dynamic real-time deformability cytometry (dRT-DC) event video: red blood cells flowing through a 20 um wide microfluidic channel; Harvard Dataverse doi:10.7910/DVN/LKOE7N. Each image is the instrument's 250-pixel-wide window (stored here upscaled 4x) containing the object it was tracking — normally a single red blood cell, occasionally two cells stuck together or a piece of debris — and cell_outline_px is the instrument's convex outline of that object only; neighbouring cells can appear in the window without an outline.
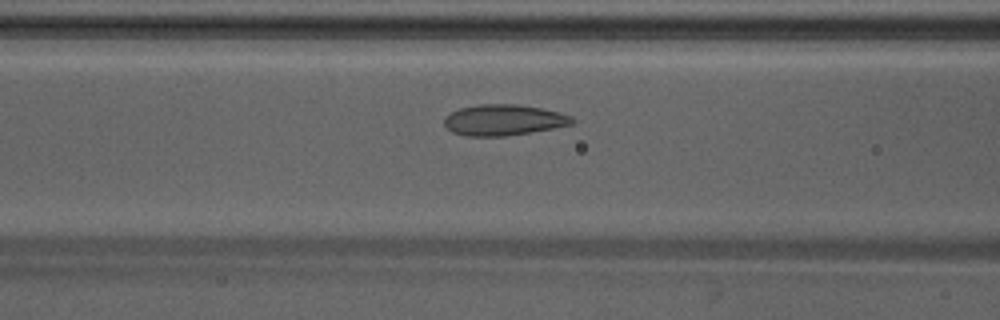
{"species": "Egyptian fruit bat (a non-hibernating species)", "species_latin": "Rousettus aegyptiacus", "temperature_condition": "warm", "stored_images_in_passage": 46, "camera_frame_rate_fps": 3000, "um_per_image_px": 0.085, "animal": {"sex": "male"}, "frame": {"image": 1, "passage_image": 17, "time_ms": 5.333, "image_size_px": [1000, 320], "cell_outline_px": [[576, 120], [572, 124], [552, 128], [504, 136], [468, 136], [452, 132], [444, 124], [444, 116], [460, 108], [480, 104], [516, 104], [544, 108], [560, 112], [572, 116]], "centroid_in_image_um": [42.82, 10.19], "position_along_channel_um": 123.8, "area_um2": 23.0}}
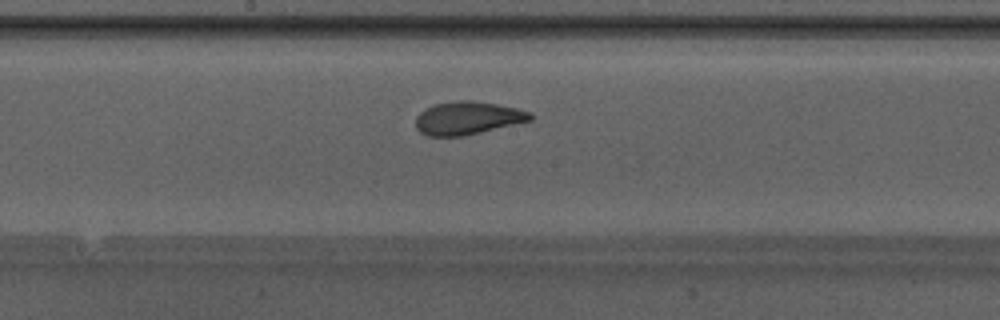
{"frame": {"image": 2, "passage_image": 23, "time_ms": 7.333, "image_size_px": [1000, 320], "cell_outline_px": [[536, 116], [532, 120], [464, 136], [428, 136], [420, 132], [416, 128], [416, 116], [420, 112], [436, 104], [460, 100], [472, 100], [496, 104], [516, 108], [532, 112]], "centroid_in_image_um": [39.78, 10.04], "position_along_channel_um": 208.4, "area_um2": 22.02}}
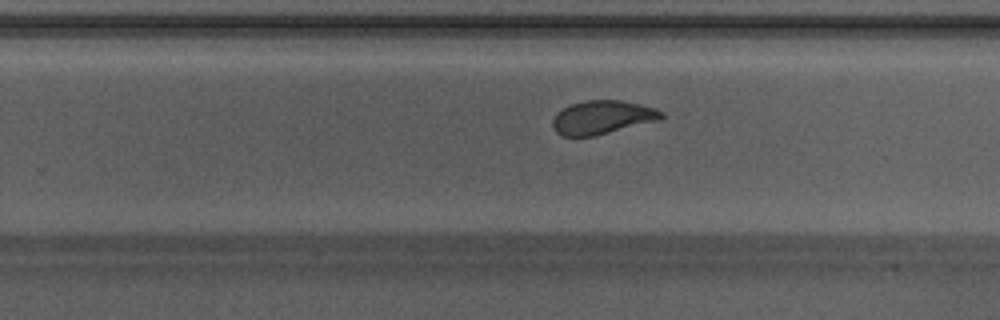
{"frame": {"image": 3, "passage_image": 28, "time_ms": 9.0, "image_size_px": [1000, 320], "cell_outline_px": [[664, 116], [660, 120], [592, 136], [560, 136], [556, 132], [552, 124], [552, 120], [564, 108], [572, 104], [584, 100], [620, 100], [640, 104], [664, 112]], "centroid_in_image_um": [51.2, 9.97], "position_along_channel_um": 278.6, "area_um2": 20.98}, "authors_computed_cell_mechanics": {"area_um2": 22.5998, "velocity_mm_per_s": 4.2317, "shape_relaxation_time_tau1_ms": 7.5802, "shape_relaxation_time_tau2_ms": 0.8811, "deformation_change_tau1": 0.2265, "deformation_change_tau2": 0.0594}}